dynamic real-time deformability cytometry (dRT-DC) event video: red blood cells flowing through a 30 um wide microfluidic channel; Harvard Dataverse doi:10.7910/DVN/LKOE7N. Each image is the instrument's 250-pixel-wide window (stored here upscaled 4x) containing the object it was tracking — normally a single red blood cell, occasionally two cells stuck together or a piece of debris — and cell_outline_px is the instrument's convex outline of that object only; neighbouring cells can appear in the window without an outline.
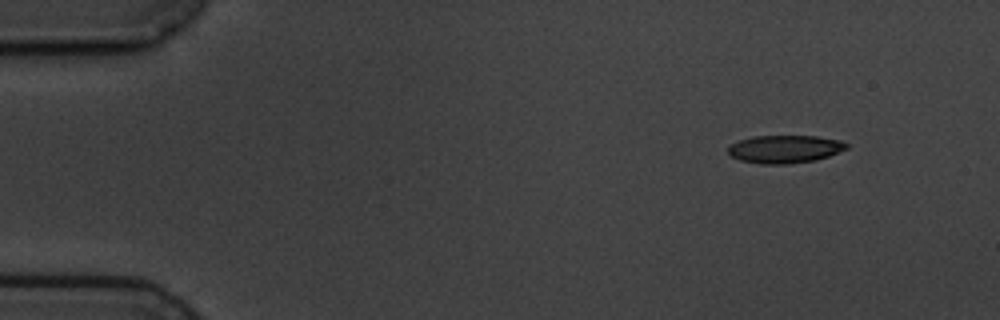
{"species": "common noctule bat (a hibernating species)", "species_latin": "Nyctalus noctula", "temperature_condition": "cold", "stored_images_in_passage": 6, "segment_of_instrument_passage": [2, 2], "camera_frame_rate_fps": 3000, "um_per_image_px": 0.085, "animal": {"sex": "male", "body_mass_g": 19.5, "forearm_length_mm": 54.6}, "frame": {"image": 1, "passage_image": 6, "time_ms": 6.333, "image_size_px": [1000, 320], "cell_outline_px": [[848, 148], [828, 156], [816, 160], [788, 164], [760, 164], [740, 160], [732, 156], [728, 152], [728, 148], [732, 144], [740, 140], [752, 136], [816, 136], [840, 140], [848, 144]], "centroid_in_image_um": [66.72, 12.67], "position_along_channel_um": 18.3, "area_um2": 19.19}}